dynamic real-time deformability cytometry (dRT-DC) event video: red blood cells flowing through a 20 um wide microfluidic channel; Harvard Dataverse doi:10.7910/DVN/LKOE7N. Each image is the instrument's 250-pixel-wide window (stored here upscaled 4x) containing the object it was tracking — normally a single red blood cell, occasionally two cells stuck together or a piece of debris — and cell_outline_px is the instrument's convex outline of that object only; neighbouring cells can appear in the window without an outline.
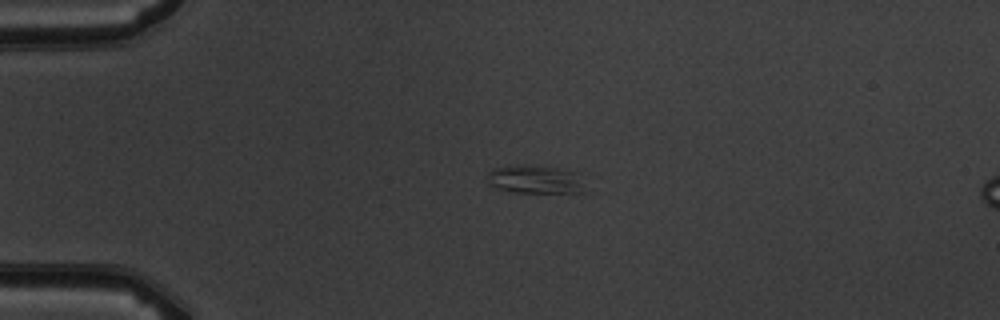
{"species": "common noctule bat (a hibernating species)", "species_latin": "Nyctalus noctula", "temperature_condition": "warm", "stored_images_in_passage": 3, "camera_frame_rate_fps": 3000, "um_per_image_px": 0.085, "animal": {"sex": "male", "body_mass_g": 19.5, "forearm_length_mm": 54.6}, "frame": {"image": 1, "passage_image": 1, "time_ms": 0.0, "image_size_px": [1000, 320], "cell_outline_px": [[592, 192], [512, 192], [488, 184], [488, 172], [492, 168], [524, 164], [528, 164], [556, 168], [580, 172]], "centroid_in_image_um": [45.64, 15.25], "position_along_channel_um": 39.4, "area_um2": 16.7}}